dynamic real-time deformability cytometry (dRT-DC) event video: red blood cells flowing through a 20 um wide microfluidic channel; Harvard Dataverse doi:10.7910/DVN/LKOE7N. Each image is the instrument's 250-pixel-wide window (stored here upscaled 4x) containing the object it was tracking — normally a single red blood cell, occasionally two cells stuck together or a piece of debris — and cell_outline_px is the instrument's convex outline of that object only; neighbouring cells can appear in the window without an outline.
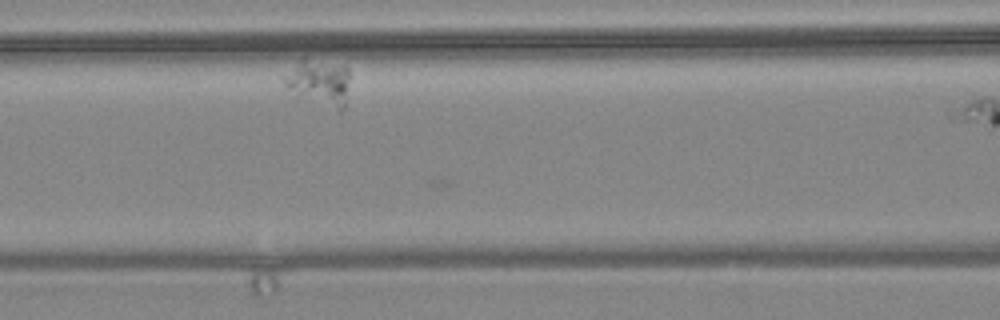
{"species": "common noctule bat (a hibernating species)", "species_latin": "Nyctalus noctula", "temperature_condition": "warm", "stored_images_in_passage": 11, "camera_frame_rate_fps": 3000, "um_per_image_px": 0.085, "animal": {"sex": "female", "body_mass_g": 24.6, "forearm_length_mm": 56.2}, "frame": {"image": 1, "passage_image": 10, "time_ms": 3.0, "image_size_px": [1000, 320], "cell_outline_px": [[348, 80], [344, 108], [340, 112], [336, 112], [288, 88], [284, 84], [280, 76], [304, 60], [344, 64], [348, 68]], "centroid_in_image_um": [27.16, 7.03], "position_along_channel_um": 139.4, "area_um2": 16.99}}